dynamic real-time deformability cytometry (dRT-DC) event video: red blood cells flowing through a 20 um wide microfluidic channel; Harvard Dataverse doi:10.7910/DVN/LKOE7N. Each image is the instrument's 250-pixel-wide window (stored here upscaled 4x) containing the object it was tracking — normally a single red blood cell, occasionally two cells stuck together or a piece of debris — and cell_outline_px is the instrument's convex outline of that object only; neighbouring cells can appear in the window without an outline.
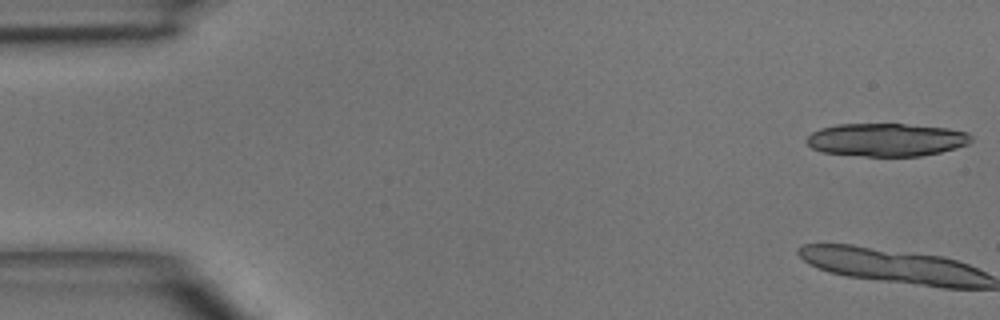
{"species": "common noctule bat (a hibernating species)", "species_latin": "Nyctalus noctula", "temperature_condition": "room temperature", "stored_images_in_passage": 5, "camera_frame_rate_fps": 3000, "um_per_image_px": 0.085, "animal": {"sex": "male", "body_mass_g": 15.6}, "frame": {"image": 1, "passage_image": 1, "time_ms": 0.0, "image_size_px": [1000, 320], "cell_outline_px": [[972, 140], [968, 144], [956, 148], [940, 152], [920, 156], [864, 156], [824, 152], [812, 148], [804, 140], [812, 132], [820, 128], [836, 124], [904, 124], [948, 128], [968, 132], [972, 136]], "centroid_in_image_um": [75.35, 11.87], "position_along_channel_um": 9.7, "area_um2": 31.73}}
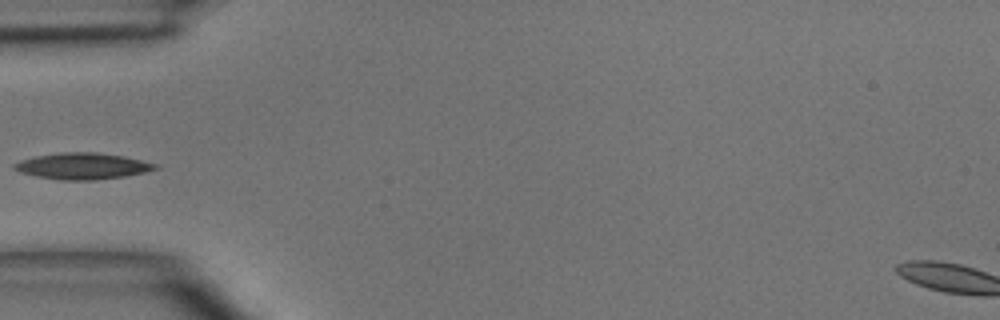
{"frame": {"image": 2, "passage_image": 5, "time_ms": 5.333, "image_size_px": [1000, 320], "cell_outline_px": [[160, 168], [144, 172], [124, 176], [96, 180], [60, 180], [36, 176], [20, 172], [12, 168], [12, 164], [20, 160], [36, 156], [60, 152], [96, 152], [124, 156], [160, 164]], "centroid_in_image_um": [7.02, 14.11], "position_along_channel_um": 78.0, "area_um2": 21.79}}